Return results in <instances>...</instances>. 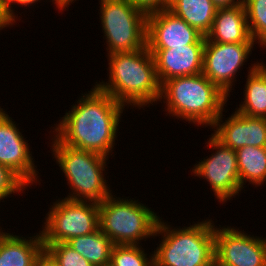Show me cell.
I'll use <instances>...</instances> for the list:
<instances>
[{"instance_id":"15","label":"cell","mask_w":266,"mask_h":266,"mask_svg":"<svg viewBox=\"0 0 266 266\" xmlns=\"http://www.w3.org/2000/svg\"><path fill=\"white\" fill-rule=\"evenodd\" d=\"M203 50L204 45L149 49L155 60L160 84L168 79L202 73Z\"/></svg>"},{"instance_id":"34","label":"cell","mask_w":266,"mask_h":266,"mask_svg":"<svg viewBox=\"0 0 266 266\" xmlns=\"http://www.w3.org/2000/svg\"><path fill=\"white\" fill-rule=\"evenodd\" d=\"M50 1H51V0H50ZM53 2H54V3H53ZM52 3L55 4V6L57 7V9H58L59 11L62 12V10L57 6V0H52Z\"/></svg>"},{"instance_id":"10","label":"cell","mask_w":266,"mask_h":266,"mask_svg":"<svg viewBox=\"0 0 266 266\" xmlns=\"http://www.w3.org/2000/svg\"><path fill=\"white\" fill-rule=\"evenodd\" d=\"M255 43H219L205 40L202 73L230 98L232 85L237 80L235 76L247 62Z\"/></svg>"},{"instance_id":"13","label":"cell","mask_w":266,"mask_h":266,"mask_svg":"<svg viewBox=\"0 0 266 266\" xmlns=\"http://www.w3.org/2000/svg\"><path fill=\"white\" fill-rule=\"evenodd\" d=\"M186 45H205V36L168 9L147 15L148 49H172Z\"/></svg>"},{"instance_id":"6","label":"cell","mask_w":266,"mask_h":266,"mask_svg":"<svg viewBox=\"0 0 266 266\" xmlns=\"http://www.w3.org/2000/svg\"><path fill=\"white\" fill-rule=\"evenodd\" d=\"M133 199L111 194L98 204L99 228L114 245H142V240L154 237L160 216Z\"/></svg>"},{"instance_id":"11","label":"cell","mask_w":266,"mask_h":266,"mask_svg":"<svg viewBox=\"0 0 266 266\" xmlns=\"http://www.w3.org/2000/svg\"><path fill=\"white\" fill-rule=\"evenodd\" d=\"M219 227H215V266H266V237Z\"/></svg>"},{"instance_id":"14","label":"cell","mask_w":266,"mask_h":266,"mask_svg":"<svg viewBox=\"0 0 266 266\" xmlns=\"http://www.w3.org/2000/svg\"><path fill=\"white\" fill-rule=\"evenodd\" d=\"M224 110L212 126V135L218 141L233 150L243 146L266 147V118L249 117L235 110L223 122Z\"/></svg>"},{"instance_id":"25","label":"cell","mask_w":266,"mask_h":266,"mask_svg":"<svg viewBox=\"0 0 266 266\" xmlns=\"http://www.w3.org/2000/svg\"><path fill=\"white\" fill-rule=\"evenodd\" d=\"M27 187L14 172L0 164V202L5 198L12 197L11 194L23 193Z\"/></svg>"},{"instance_id":"19","label":"cell","mask_w":266,"mask_h":266,"mask_svg":"<svg viewBox=\"0 0 266 266\" xmlns=\"http://www.w3.org/2000/svg\"><path fill=\"white\" fill-rule=\"evenodd\" d=\"M217 6L212 0H170L168 10L206 36L212 27Z\"/></svg>"},{"instance_id":"32","label":"cell","mask_w":266,"mask_h":266,"mask_svg":"<svg viewBox=\"0 0 266 266\" xmlns=\"http://www.w3.org/2000/svg\"><path fill=\"white\" fill-rule=\"evenodd\" d=\"M40 2V0H16V4L20 5V7H29L32 4H36L37 2Z\"/></svg>"},{"instance_id":"31","label":"cell","mask_w":266,"mask_h":266,"mask_svg":"<svg viewBox=\"0 0 266 266\" xmlns=\"http://www.w3.org/2000/svg\"><path fill=\"white\" fill-rule=\"evenodd\" d=\"M73 1L76 0H57V6L63 11L67 10L66 8H68ZM71 3V4H70ZM69 5V6H68ZM66 7V8H65Z\"/></svg>"},{"instance_id":"24","label":"cell","mask_w":266,"mask_h":266,"mask_svg":"<svg viewBox=\"0 0 266 266\" xmlns=\"http://www.w3.org/2000/svg\"><path fill=\"white\" fill-rule=\"evenodd\" d=\"M44 249L53 257L58 266H93L66 242L44 244Z\"/></svg>"},{"instance_id":"21","label":"cell","mask_w":266,"mask_h":266,"mask_svg":"<svg viewBox=\"0 0 266 266\" xmlns=\"http://www.w3.org/2000/svg\"><path fill=\"white\" fill-rule=\"evenodd\" d=\"M235 152L242 189L247 181L256 187L266 183V147L243 146Z\"/></svg>"},{"instance_id":"29","label":"cell","mask_w":266,"mask_h":266,"mask_svg":"<svg viewBox=\"0 0 266 266\" xmlns=\"http://www.w3.org/2000/svg\"><path fill=\"white\" fill-rule=\"evenodd\" d=\"M12 25H14V23L8 17L3 7L0 5V30H3L5 27H11Z\"/></svg>"},{"instance_id":"4","label":"cell","mask_w":266,"mask_h":266,"mask_svg":"<svg viewBox=\"0 0 266 266\" xmlns=\"http://www.w3.org/2000/svg\"><path fill=\"white\" fill-rule=\"evenodd\" d=\"M193 223L173 228L160 217L154 234L163 238L153 252L157 266H215L214 221Z\"/></svg>"},{"instance_id":"27","label":"cell","mask_w":266,"mask_h":266,"mask_svg":"<svg viewBox=\"0 0 266 266\" xmlns=\"http://www.w3.org/2000/svg\"><path fill=\"white\" fill-rule=\"evenodd\" d=\"M33 266H58L53 257L44 249L35 259Z\"/></svg>"},{"instance_id":"22","label":"cell","mask_w":266,"mask_h":266,"mask_svg":"<svg viewBox=\"0 0 266 266\" xmlns=\"http://www.w3.org/2000/svg\"><path fill=\"white\" fill-rule=\"evenodd\" d=\"M252 39L266 48V0H243Z\"/></svg>"},{"instance_id":"9","label":"cell","mask_w":266,"mask_h":266,"mask_svg":"<svg viewBox=\"0 0 266 266\" xmlns=\"http://www.w3.org/2000/svg\"><path fill=\"white\" fill-rule=\"evenodd\" d=\"M207 147H211V156H207L198 164L194 165L192 172L194 176L208 181L211 190L218 202L225 204L231 198L239 196L243 190L239 182L238 161L236 152L230 147L224 146L212 134L207 139Z\"/></svg>"},{"instance_id":"5","label":"cell","mask_w":266,"mask_h":266,"mask_svg":"<svg viewBox=\"0 0 266 266\" xmlns=\"http://www.w3.org/2000/svg\"><path fill=\"white\" fill-rule=\"evenodd\" d=\"M51 138V153L71 190L66 199L99 204L112 194L103 174L107 157L64 145L54 135Z\"/></svg>"},{"instance_id":"23","label":"cell","mask_w":266,"mask_h":266,"mask_svg":"<svg viewBox=\"0 0 266 266\" xmlns=\"http://www.w3.org/2000/svg\"><path fill=\"white\" fill-rule=\"evenodd\" d=\"M141 245H114L111 252L112 266H152L154 253L147 257Z\"/></svg>"},{"instance_id":"30","label":"cell","mask_w":266,"mask_h":266,"mask_svg":"<svg viewBox=\"0 0 266 266\" xmlns=\"http://www.w3.org/2000/svg\"><path fill=\"white\" fill-rule=\"evenodd\" d=\"M212 2L217 6V8H220L242 4L243 0H212Z\"/></svg>"},{"instance_id":"33","label":"cell","mask_w":266,"mask_h":266,"mask_svg":"<svg viewBox=\"0 0 266 266\" xmlns=\"http://www.w3.org/2000/svg\"><path fill=\"white\" fill-rule=\"evenodd\" d=\"M259 66L266 72V65L264 64L263 61L259 63Z\"/></svg>"},{"instance_id":"28","label":"cell","mask_w":266,"mask_h":266,"mask_svg":"<svg viewBox=\"0 0 266 266\" xmlns=\"http://www.w3.org/2000/svg\"><path fill=\"white\" fill-rule=\"evenodd\" d=\"M14 4L16 5V0H0V5L5 10L8 17L11 19L13 23H16L18 18V14L14 12ZM17 15V16H16ZM17 18V19H16Z\"/></svg>"},{"instance_id":"12","label":"cell","mask_w":266,"mask_h":266,"mask_svg":"<svg viewBox=\"0 0 266 266\" xmlns=\"http://www.w3.org/2000/svg\"><path fill=\"white\" fill-rule=\"evenodd\" d=\"M0 107V164L8 167L29 188L39 181L29 143L18 124Z\"/></svg>"},{"instance_id":"3","label":"cell","mask_w":266,"mask_h":266,"mask_svg":"<svg viewBox=\"0 0 266 266\" xmlns=\"http://www.w3.org/2000/svg\"><path fill=\"white\" fill-rule=\"evenodd\" d=\"M228 100V96L203 73L164 81L159 98L172 118L174 116L189 124L210 128L221 115Z\"/></svg>"},{"instance_id":"26","label":"cell","mask_w":266,"mask_h":266,"mask_svg":"<svg viewBox=\"0 0 266 266\" xmlns=\"http://www.w3.org/2000/svg\"><path fill=\"white\" fill-rule=\"evenodd\" d=\"M137 9L146 15L168 9L170 0H129Z\"/></svg>"},{"instance_id":"8","label":"cell","mask_w":266,"mask_h":266,"mask_svg":"<svg viewBox=\"0 0 266 266\" xmlns=\"http://www.w3.org/2000/svg\"><path fill=\"white\" fill-rule=\"evenodd\" d=\"M42 225L43 244L67 242L99 229V206L91 201L63 198L53 202Z\"/></svg>"},{"instance_id":"16","label":"cell","mask_w":266,"mask_h":266,"mask_svg":"<svg viewBox=\"0 0 266 266\" xmlns=\"http://www.w3.org/2000/svg\"><path fill=\"white\" fill-rule=\"evenodd\" d=\"M205 40L219 43L255 42L249 31L243 4L218 8Z\"/></svg>"},{"instance_id":"2","label":"cell","mask_w":266,"mask_h":266,"mask_svg":"<svg viewBox=\"0 0 266 266\" xmlns=\"http://www.w3.org/2000/svg\"><path fill=\"white\" fill-rule=\"evenodd\" d=\"M108 56L109 78L95 85L124 106L140 109L159 102L161 84L155 60L148 47ZM148 105V106H147Z\"/></svg>"},{"instance_id":"18","label":"cell","mask_w":266,"mask_h":266,"mask_svg":"<svg viewBox=\"0 0 266 266\" xmlns=\"http://www.w3.org/2000/svg\"><path fill=\"white\" fill-rule=\"evenodd\" d=\"M260 62L251 64L244 88V98L236 111L249 116L266 118V72L259 66Z\"/></svg>"},{"instance_id":"1","label":"cell","mask_w":266,"mask_h":266,"mask_svg":"<svg viewBox=\"0 0 266 266\" xmlns=\"http://www.w3.org/2000/svg\"><path fill=\"white\" fill-rule=\"evenodd\" d=\"M77 103V104H76ZM66 111L50 131L62 144L109 158L116 145L123 104L96 85Z\"/></svg>"},{"instance_id":"20","label":"cell","mask_w":266,"mask_h":266,"mask_svg":"<svg viewBox=\"0 0 266 266\" xmlns=\"http://www.w3.org/2000/svg\"><path fill=\"white\" fill-rule=\"evenodd\" d=\"M93 266L110 264L113 242L100 230L71 238L66 242Z\"/></svg>"},{"instance_id":"7","label":"cell","mask_w":266,"mask_h":266,"mask_svg":"<svg viewBox=\"0 0 266 266\" xmlns=\"http://www.w3.org/2000/svg\"><path fill=\"white\" fill-rule=\"evenodd\" d=\"M102 33L107 54L137 51L146 47L147 15L129 0H99Z\"/></svg>"},{"instance_id":"17","label":"cell","mask_w":266,"mask_h":266,"mask_svg":"<svg viewBox=\"0 0 266 266\" xmlns=\"http://www.w3.org/2000/svg\"><path fill=\"white\" fill-rule=\"evenodd\" d=\"M26 239L0 231V266H33L44 250L41 232Z\"/></svg>"}]
</instances>
